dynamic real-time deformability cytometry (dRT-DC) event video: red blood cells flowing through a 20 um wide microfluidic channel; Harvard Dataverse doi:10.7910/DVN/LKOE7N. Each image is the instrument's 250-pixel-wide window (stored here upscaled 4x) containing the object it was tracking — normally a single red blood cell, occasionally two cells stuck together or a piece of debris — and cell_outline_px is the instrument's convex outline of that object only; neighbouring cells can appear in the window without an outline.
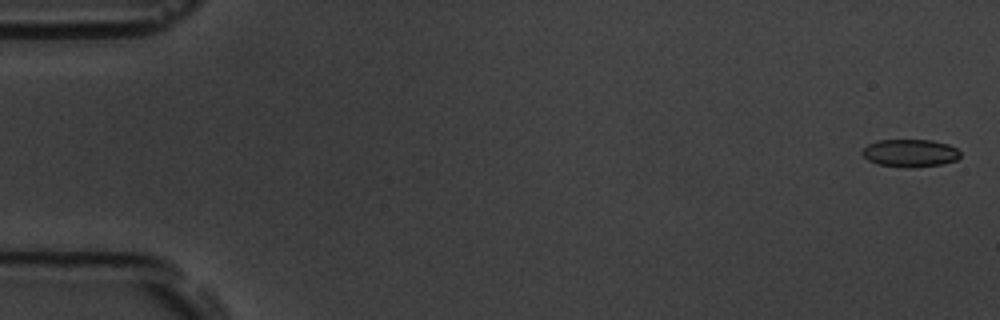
{"species": "common noctule bat (a hibernating species)", "species_latin": "Nyctalus noctula", "temperature_condition": "room temperature", "stored_images_in_passage": 56, "camera_frame_rate_fps": 3000, "um_per_image_px": 0.085, "animal": {"sex": "male", "body_mass_g": 19.5, "forearm_length_mm": 54.6}, "frame": {"image": 1, "passage_image": 2, "time_ms": 0.333, "image_size_px": [1000, 320], "cell_outline_px": [[960, 156], [956, 160], [940, 164], [912, 168], [904, 168], [880, 164], [868, 160], [860, 152], [868, 144], [880, 140], [932, 140], [948, 144], [956, 148], [960, 152]], "centroid_in_image_um": [77.36, 13.01], "position_along_channel_um": 7.6, "area_um2": 15.78}}
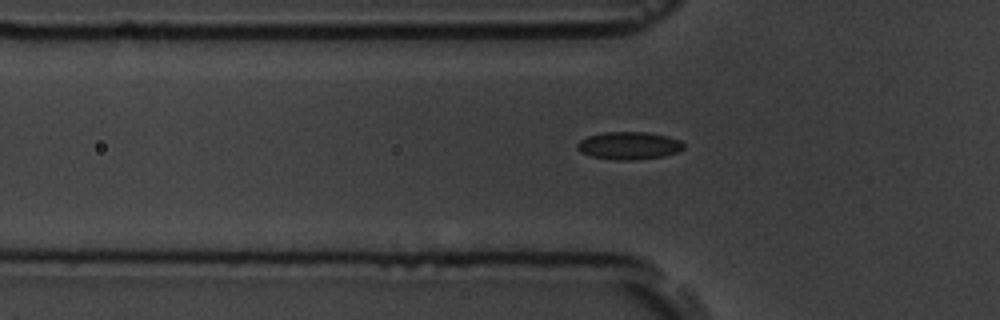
{"frame": {"image": 2, "passage_image": 19, "time_ms": 6.0, "image_size_px": [1000, 320], "cell_outline_px": [[684, 148], [676, 152], [664, 156], [628, 160], [616, 160], [592, 156], [580, 152], [576, 148], [576, 144], [580, 140], [588, 136], [604, 132], [648, 132], [668, 136], [680, 140], [684, 144]], "centroid_in_image_um": [53.45, 12.37], "position_along_channel_um": 72.4, "area_um2": 17.11}}
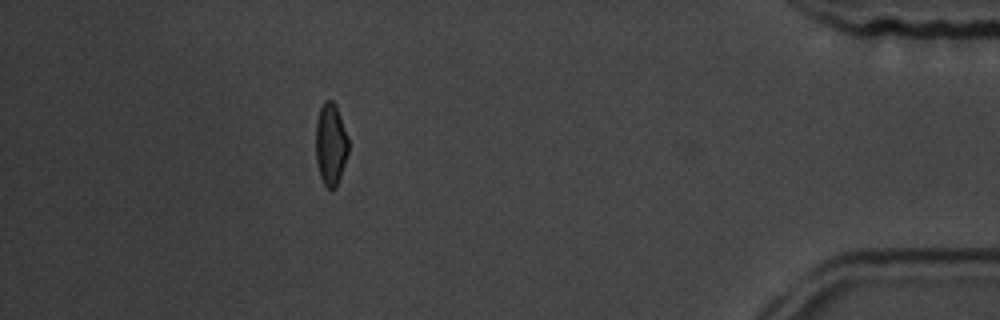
{"frame": {"image": 3, "passage_image": 50, "time_ms": 16.333, "image_size_px": [1000, 320], "cell_outline_px": [[348, 152], [336, 188], [328, 188], [324, 184], [320, 176], [316, 160], [316, 120], [320, 108], [324, 100], [332, 100], [336, 104], [348, 136]], "centroid_in_image_um": [28.11, 12.22], "position_along_channel_um": 407.1, "area_um2": 15.61}, "authors_computed_cell_mechanics": {"area_um2": 16.3574, "velocity_mm_per_s": 3.731, "shape_relaxation_time_tau1_ms": 4.7519, "shape_relaxation_time_tau2_ms": 2.0288, "deformation_change_tau1": 0.1011, "deformation_change_tau2": 0.0614}}